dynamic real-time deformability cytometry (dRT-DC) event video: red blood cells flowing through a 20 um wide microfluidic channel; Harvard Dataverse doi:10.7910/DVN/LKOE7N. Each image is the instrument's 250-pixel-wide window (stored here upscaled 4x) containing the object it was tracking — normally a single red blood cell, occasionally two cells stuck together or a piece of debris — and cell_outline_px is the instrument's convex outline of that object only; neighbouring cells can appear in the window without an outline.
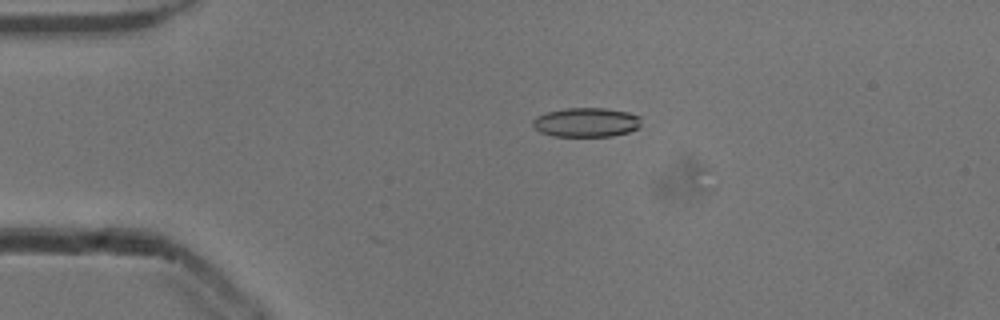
{"species": "common noctule bat (a hibernating species)", "species_latin": "Nyctalus noctula", "temperature_condition": "cold", "stored_images_in_passage": 7, "camera_frame_rate_fps": 3000, "um_per_image_px": 0.085, "animal": {"sex": "male", "body_mass_g": 13.3}, "frame": {"image": 1, "passage_image": 1, "time_ms": 0.0, "image_size_px": [1000, 320], "cell_outline_px": [[640, 128], [628, 132], [612, 136], [552, 136], [540, 132], [532, 124], [532, 120], [536, 116], [548, 112], [564, 108], [604, 108], [628, 112], [640, 116]], "centroid_in_image_um": [49.84, 10.4], "position_along_channel_um": 35.2, "area_um2": 18.55}}
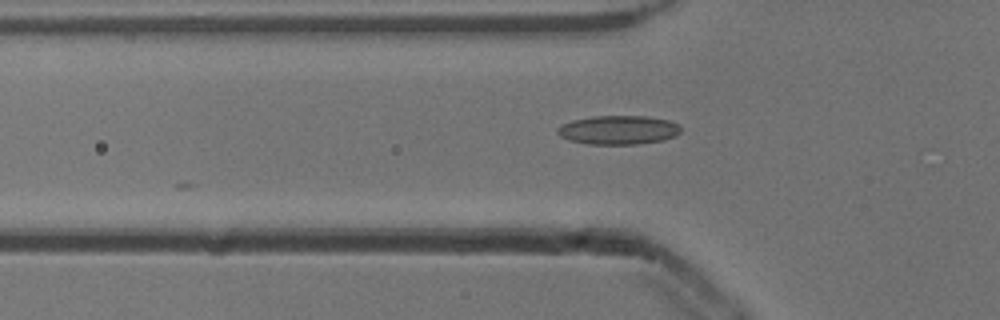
{"frame": {"image": 2, "passage_image": 7, "time_ms": 2.0, "image_size_px": [1000, 320], "cell_outline_px": [[680, 132], [676, 136], [664, 140], [636, 144], [588, 144], [568, 140], [560, 136], [556, 132], [556, 128], [560, 124], [572, 120], [592, 116], [648, 116], [668, 120], [680, 124]], "centroid_in_image_um": [52.54, 11.04], "position_along_channel_um": 73.3, "area_um2": 21.04}}